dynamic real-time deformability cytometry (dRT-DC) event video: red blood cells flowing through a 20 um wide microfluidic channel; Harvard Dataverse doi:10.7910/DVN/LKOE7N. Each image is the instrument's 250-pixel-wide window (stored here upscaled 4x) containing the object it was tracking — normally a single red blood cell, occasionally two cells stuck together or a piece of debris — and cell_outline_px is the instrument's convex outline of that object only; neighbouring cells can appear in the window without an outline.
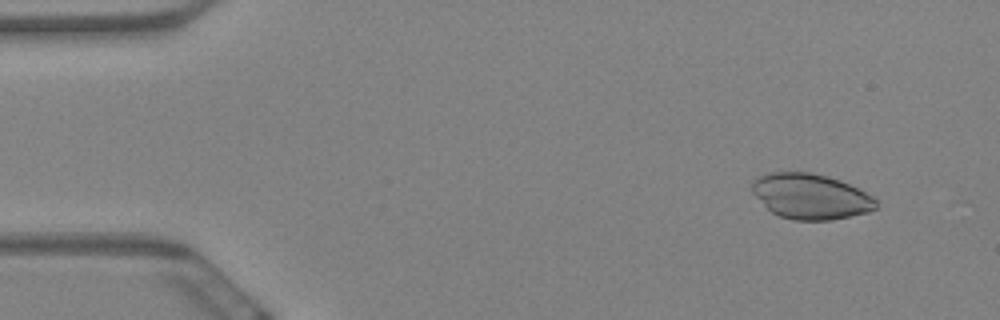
{"species": "Egyptian fruit bat (a non-hibernating species)", "species_latin": "Rousettus aegyptiacus", "temperature_condition": "warm", "stored_images_in_passage": 59, "camera_frame_rate_fps": 3000, "um_per_image_px": 0.085, "animal": {"sex": "female"}, "frame": {"image": 1, "passage_image": 5, "time_ms": 1.333, "image_size_px": [1000, 320], "cell_outline_px": [[876, 208], [868, 212], [832, 220], [792, 220], [780, 216], [772, 212], [752, 192], [752, 180], [768, 172], [808, 172], [828, 176], [840, 180], [872, 196], [876, 200]], "centroid_in_image_um": [68.89, 16.69], "position_along_channel_um": 16.1, "area_um2": 32.54}}
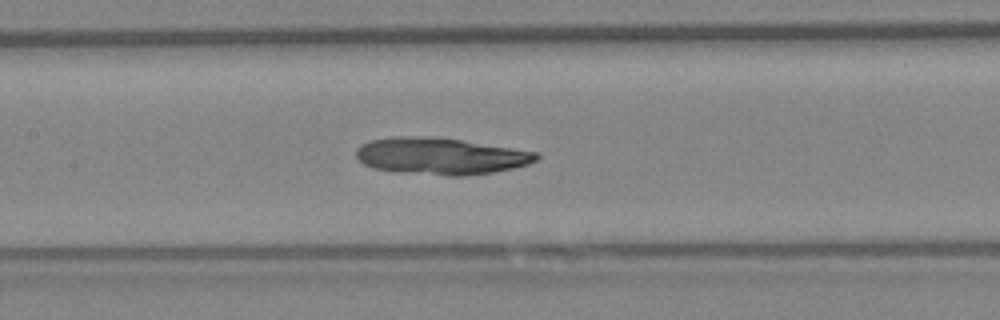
{"frame": {"image": 2, "passage_image": 28, "time_ms": 9.0, "image_size_px": [1000, 320], "cell_outline_px": [[540, 156], [536, 160], [528, 164], [516, 168], [492, 172], [464, 176], [452, 176], [396, 172], [372, 168], [364, 164], [356, 156], [356, 148], [360, 144], [372, 140], [396, 136], [432, 136], [460, 140], [540, 152]], "centroid_in_image_um": [37.46, 13.27], "position_along_channel_um": 169.9, "area_um2": 38.84}}
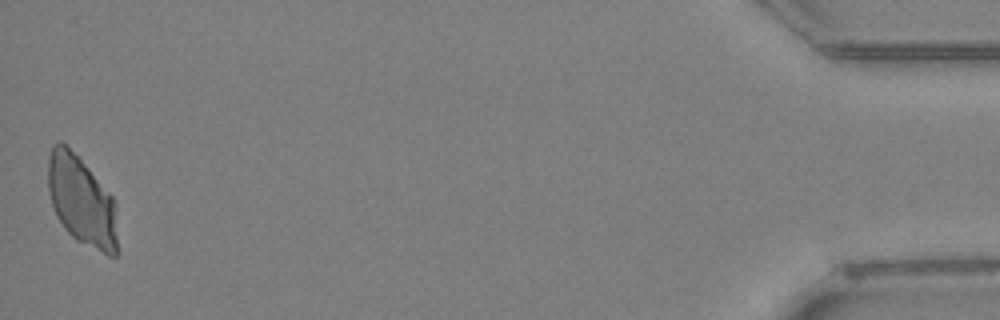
{"frame": {"image": 3, "passage_image": 59, "time_ms": 19.333, "image_size_px": [1000, 320], "cell_outline_px": [[116, 256], [108, 256], [76, 240], [64, 228], [56, 216], [48, 192], [48, 156], [52, 144], [60, 140], [80, 160], [112, 196], [116, 204]], "centroid_in_image_um": [6.91, 17.1], "position_along_channel_um": 428.3, "area_um2": 35.89}}